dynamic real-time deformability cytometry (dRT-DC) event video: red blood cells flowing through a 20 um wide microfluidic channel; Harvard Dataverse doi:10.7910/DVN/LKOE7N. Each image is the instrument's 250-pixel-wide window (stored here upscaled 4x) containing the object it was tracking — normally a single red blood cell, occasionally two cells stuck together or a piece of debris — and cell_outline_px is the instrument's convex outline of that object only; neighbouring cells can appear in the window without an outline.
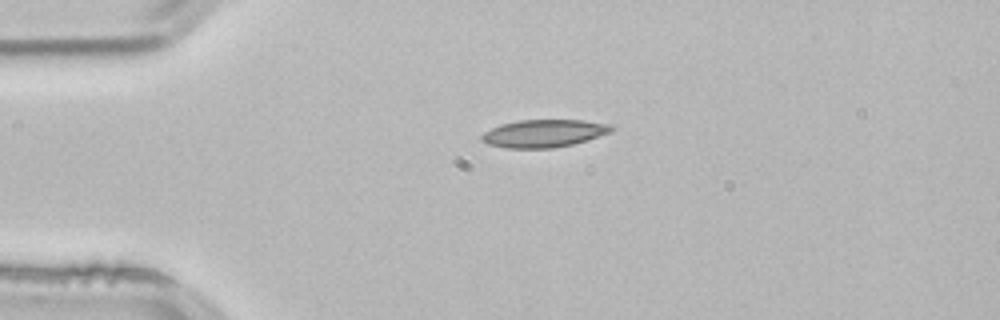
{"species": "common noctule bat (a hibernating species)", "species_latin": "Nyctalus noctula", "temperature_condition": "room temperature", "stored_images_in_passage": 2, "camera_frame_rate_fps": 3000, "um_per_image_px": 0.085, "animal": {"sex": "male", "body_mass_g": 21.5, "forearm_length_mm": 52.0}, "frame": {"image": 1, "passage_image": 1, "time_ms": 0.0, "image_size_px": [1000, 320], "cell_outline_px": [[612, 132], [572, 144], [552, 148], [504, 148], [488, 144], [480, 140], [480, 136], [484, 132], [500, 124], [520, 120], [580, 120], [612, 124]], "centroid_in_image_um": [46.19, 11.34], "position_along_channel_um": 38.8, "area_um2": 20.87}}
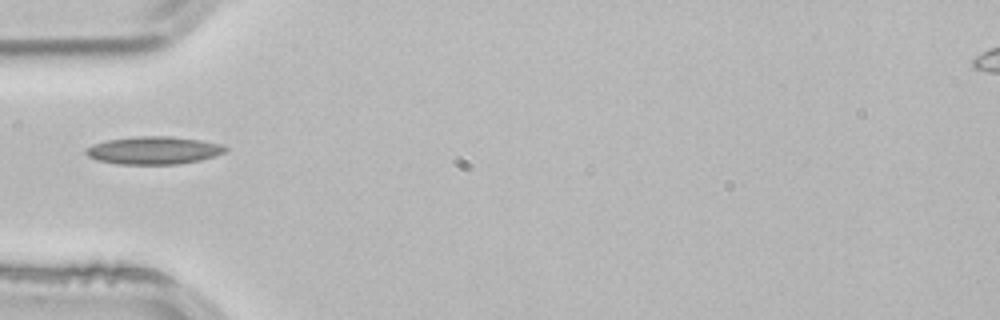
{"frame": {"image": 2, "passage_image": 2, "time_ms": 0.333, "image_size_px": [1000, 320], "cell_outline_px": [[228, 148], [224, 152], [216, 156], [200, 160], [180, 164], [116, 164], [96, 160], [88, 156], [84, 152], [84, 148], [108, 140], [132, 136], [172, 136], [200, 140], [220, 144]], "centroid_in_image_um": [13.05, 12.78], "position_along_channel_um": 72.0, "area_um2": 22.66}}